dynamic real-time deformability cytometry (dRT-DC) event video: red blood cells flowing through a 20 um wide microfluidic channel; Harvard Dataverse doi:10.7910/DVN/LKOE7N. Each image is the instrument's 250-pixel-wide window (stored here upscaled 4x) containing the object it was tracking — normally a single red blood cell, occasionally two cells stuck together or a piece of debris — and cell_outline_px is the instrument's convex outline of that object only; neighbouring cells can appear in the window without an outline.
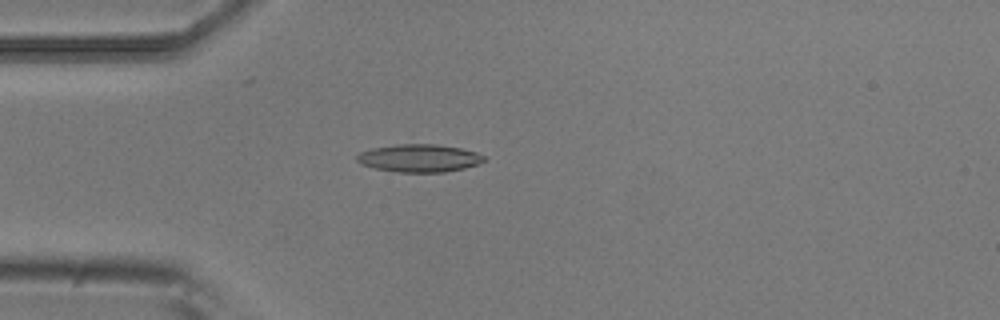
{"species": "common noctule bat (a hibernating species)", "species_latin": "Nyctalus noctula", "temperature_condition": "room temperature", "stored_images_in_passage": 2, "camera_frame_rate_fps": 3000, "um_per_image_px": 0.085, "animal": {"sex": "male", "body_mass_g": 20.5, "forearm_length_mm": 52.5}, "frame": {"image": 1, "passage_image": 1, "time_ms": 0.0, "image_size_px": [1000, 320], "cell_outline_px": [[488, 160], [464, 168], [444, 172], [396, 172], [376, 168], [360, 164], [356, 160], [356, 156], [360, 152], [372, 148], [396, 144], [436, 144], [460, 148], [476, 152], [484, 156]], "centroid_in_image_um": [35.62, 13.44], "position_along_channel_um": 49.4, "area_um2": 20.58}}